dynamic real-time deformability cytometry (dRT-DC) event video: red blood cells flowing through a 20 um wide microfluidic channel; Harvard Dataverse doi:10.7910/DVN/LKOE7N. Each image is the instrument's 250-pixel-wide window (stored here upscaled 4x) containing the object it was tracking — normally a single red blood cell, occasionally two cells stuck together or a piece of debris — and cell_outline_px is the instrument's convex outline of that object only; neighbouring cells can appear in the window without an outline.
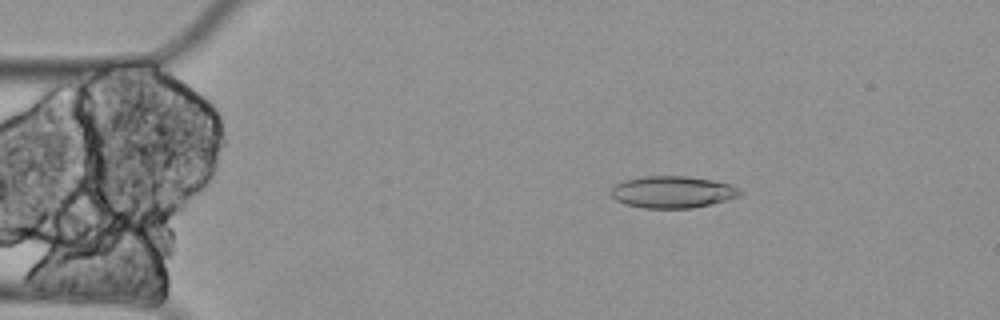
{"species": "Egyptian fruit bat (a non-hibernating species)", "species_latin": "Rousettus aegyptiacus", "temperature_condition": "cold", "stored_images_in_passage": 4, "camera_frame_rate_fps": 3000, "um_per_image_px": 0.085, "animal": {"sex": "female"}, "frame": {"image": 1, "passage_image": 2, "time_ms": 0.333, "image_size_px": [1000, 320], "cell_outline_px": [[744, 192], [740, 196], [712, 204], [692, 208], [644, 208], [628, 204], [616, 200], [612, 196], [612, 188], [616, 184], [624, 180], [644, 176], [688, 176], [712, 180], [732, 184]], "centroid_in_image_um": [57.22, 16.31], "position_along_channel_um": 27.8, "area_um2": 23.99}}